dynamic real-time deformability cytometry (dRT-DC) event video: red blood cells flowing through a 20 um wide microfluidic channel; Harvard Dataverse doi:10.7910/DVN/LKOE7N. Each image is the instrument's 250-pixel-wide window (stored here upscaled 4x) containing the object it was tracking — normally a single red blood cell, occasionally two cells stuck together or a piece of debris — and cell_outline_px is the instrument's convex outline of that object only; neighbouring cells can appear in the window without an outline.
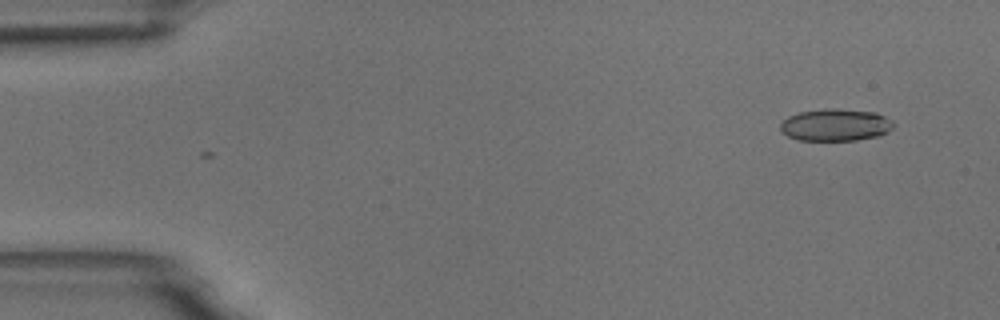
{"species": "common noctule bat (a hibernating species)", "species_latin": "Nyctalus noctula", "temperature_condition": "room temperature", "stored_images_in_passage": 7, "camera_frame_rate_fps": 3000, "um_per_image_px": 0.085, "animal": {"sex": "male", "body_mass_g": 18.8}, "frame": {"image": 1, "passage_image": 2, "time_ms": 1.0, "image_size_px": [1000, 320], "cell_outline_px": [[892, 128], [888, 132], [880, 136], [856, 140], [796, 140], [780, 132], [780, 124], [788, 116], [800, 112], [824, 108], [836, 108], [876, 112], [892, 120]], "centroid_in_image_um": [71.0, 10.62], "position_along_channel_um": 14.0, "area_um2": 21.39}}
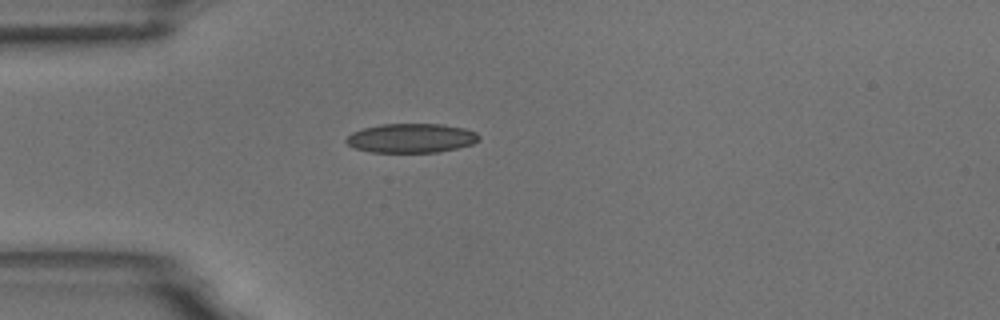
{"frame": {"image": 2, "passage_image": 5, "time_ms": 4.667, "image_size_px": [1000, 320], "cell_outline_px": [[480, 140], [472, 144], [440, 152], [372, 152], [356, 148], [348, 144], [344, 140], [352, 132], [364, 128], [380, 124], [440, 124], [464, 128], [476, 132], [480, 136]], "centroid_in_image_um": [34.97, 11.74], "position_along_channel_um": 50.0, "area_um2": 22.54}}